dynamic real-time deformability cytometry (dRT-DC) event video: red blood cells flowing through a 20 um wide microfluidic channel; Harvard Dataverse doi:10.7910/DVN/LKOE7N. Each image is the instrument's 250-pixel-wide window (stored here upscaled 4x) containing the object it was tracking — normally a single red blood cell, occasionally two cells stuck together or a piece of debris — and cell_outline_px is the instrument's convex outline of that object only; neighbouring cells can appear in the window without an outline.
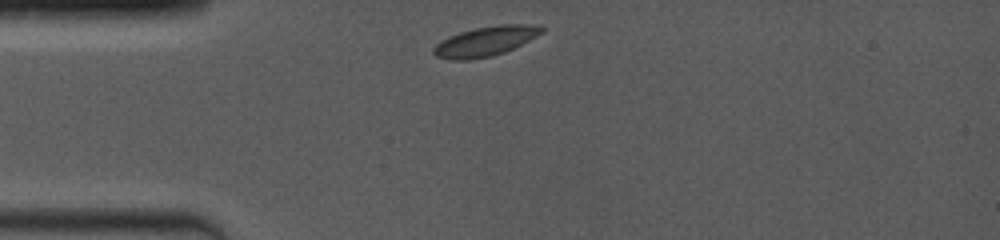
{"species": "common noctule bat (a hibernating species)", "species_latin": "Nyctalus noctula", "temperature_condition": "room temperature", "stored_images_in_passage": 12, "camera_frame_rate_fps": 4000, "um_per_image_px": 0.085, "animal": {"sex": "female", "body_mass_g": 19.0, "forearm_length_mm": 53.3}, "frame": {"image": 1, "passage_image": 1, "time_ms": 0.0, "image_size_px": [1000, 240], "cell_outline_px": [[544, 32], [504, 52], [492, 56], [468, 60], [448, 60], [436, 56], [432, 52], [432, 48], [440, 40], [448, 36], [460, 32], [476, 28], [500, 24], [532, 24], [544, 28]], "centroid_in_image_um": [41.21, 3.51], "position_along_channel_um": 43.8, "area_um2": 18.67}}
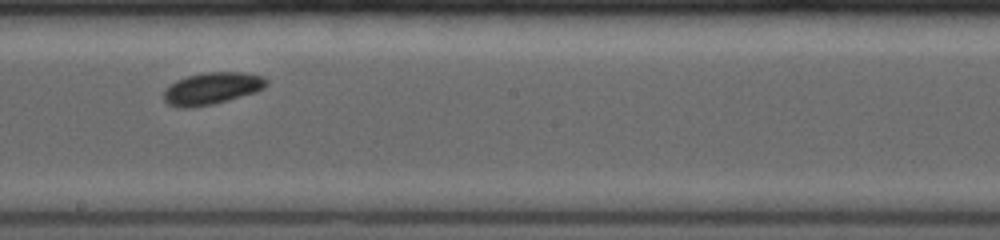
{"frame": {"image": 2, "passage_image": 7, "time_ms": 5.25, "image_size_px": [1000, 240], "cell_outline_px": [[268, 84], [264, 88], [256, 92], [212, 104], [192, 108], [176, 108], [168, 104], [164, 100], [164, 92], [176, 80], [188, 76], [204, 72], [244, 72], [264, 76], [268, 80]], "centroid_in_image_um": [18.04, 7.51], "position_along_channel_um": 230.2, "area_um2": 19.19}}
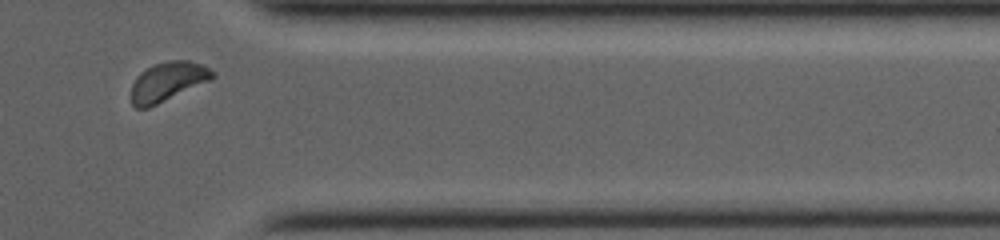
{"frame": {"image": 3, "passage_image": 11, "time_ms": 9.5, "image_size_px": [1000, 240], "cell_outline_px": [[216, 76], [212, 80], [148, 108], [136, 108], [132, 104], [132, 84], [136, 76], [140, 72], [156, 64], [168, 60], [188, 60], [200, 64], [216, 72]], "centroid_in_image_um": [14.28, 6.93], "position_along_channel_um": 397.1, "area_um2": 18.55}, "authors_computed_cell_mechanics": {"area_um2": 18.5538, "velocity_mm_per_s": 3.9559, "shape_relaxation_time_tau1_ms": 2.2713, "shape_relaxation_time_tau2_ms": null, "deformation_change_tau1": 0.0563, "deformation_change_tau2": null}}